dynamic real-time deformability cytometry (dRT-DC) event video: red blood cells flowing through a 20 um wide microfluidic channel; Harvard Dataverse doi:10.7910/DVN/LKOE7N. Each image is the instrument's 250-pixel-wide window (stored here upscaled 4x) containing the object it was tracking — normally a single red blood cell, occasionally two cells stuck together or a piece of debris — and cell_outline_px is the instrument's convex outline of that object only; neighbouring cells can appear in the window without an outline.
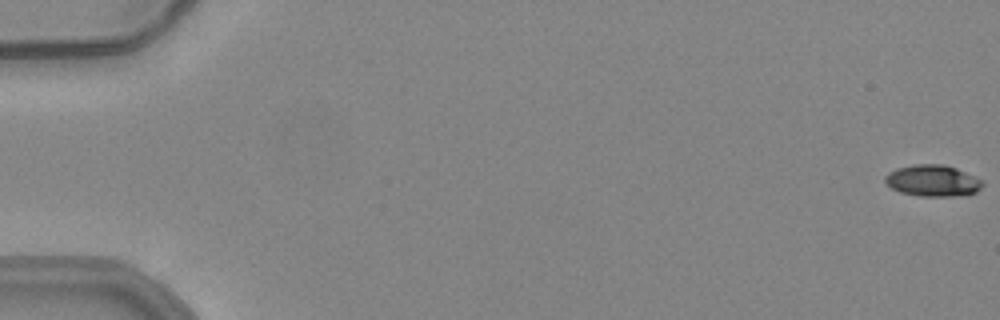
{"species": "common noctule bat (a hibernating species)", "species_latin": "Nyctalus noctula", "temperature_condition": "warm", "stored_images_in_passage": 54, "camera_frame_rate_fps": 3000, "um_per_image_px": 0.085, "animal": {"sex": "female", "body_mass_g": 24.6, "forearm_length_mm": 56.2}, "frame": {"image": 1, "passage_image": 1, "time_ms": 0.0, "image_size_px": [1000, 320], "cell_outline_px": [[984, 184], [976, 192], [960, 196], [920, 196], [900, 192], [892, 188], [884, 180], [884, 176], [888, 172], [896, 168], [912, 164], [944, 164], [956, 168], [980, 180]], "centroid_in_image_um": [79.24, 15.35], "position_along_channel_um": 5.8, "area_um2": 17.8}}
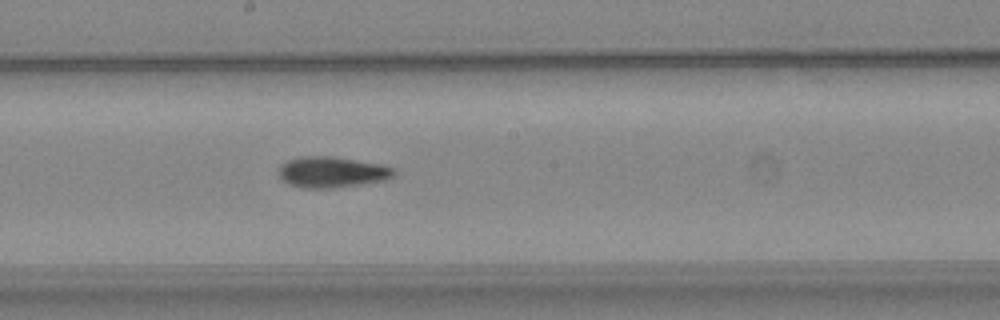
{"frame": {"image": 2, "passage_image": 31, "time_ms": 10.0, "image_size_px": [1000, 320], "cell_outline_px": [[396, 172], [392, 176], [384, 180], [360, 184], [332, 188], [300, 188], [288, 184], [280, 176], [280, 168], [288, 160], [304, 156], [332, 156], [384, 164], [396, 168]], "centroid_in_image_um": [28.26, 14.62], "position_along_channel_um": 219.9, "area_um2": 20.69}}
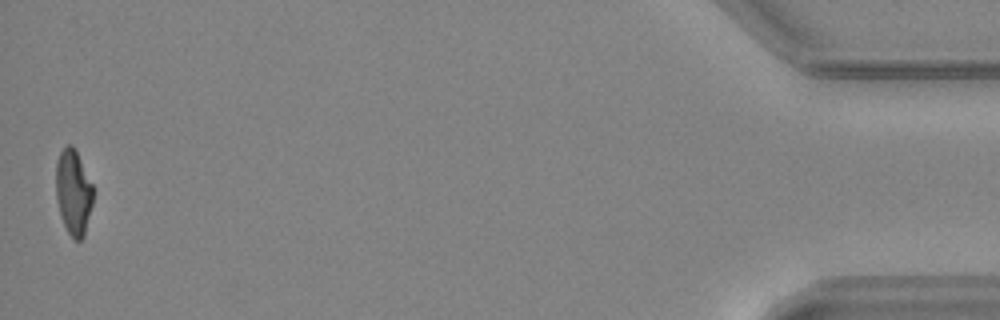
{"frame": {"image": 3, "passage_image": 54, "time_ms": 17.667, "image_size_px": [1000, 320], "cell_outline_px": [[92, 204], [84, 236], [80, 240], [76, 240], [68, 232], [64, 224], [60, 212], [56, 196], [56, 164], [60, 152], [68, 144], [72, 144], [76, 148], [92, 184]], "centroid_in_image_um": [6.24, 16.29], "position_along_channel_um": 429.0, "area_um2": 18.26}, "authors_computed_cell_mechanics": {"area_um2": 19.2763, "velocity_mm_per_s": 3.9268, "shape_relaxation_time_tau1_ms": 9.1944, "shape_relaxation_time_tau2_ms": 4.5011, "deformation_change_tau1": 0.2428, "deformation_change_tau2": 0.1353}}